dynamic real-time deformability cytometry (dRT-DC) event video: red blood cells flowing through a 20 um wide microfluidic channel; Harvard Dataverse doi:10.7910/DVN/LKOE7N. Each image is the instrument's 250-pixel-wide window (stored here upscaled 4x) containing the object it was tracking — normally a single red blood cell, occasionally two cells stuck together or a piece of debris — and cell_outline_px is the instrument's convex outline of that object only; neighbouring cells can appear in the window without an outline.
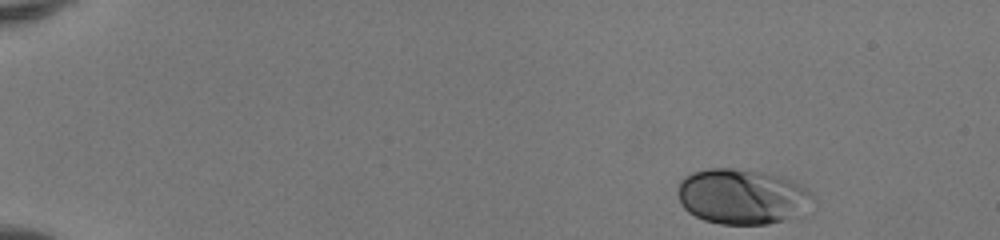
{"species": "human", "species_latin": "Homo sapiens", "temperature_condition": "room temperature", "stored_images_in_passage": 45, "camera_frame_rate_fps": 3000, "um_per_image_px": 0.085, "donor": {"sex": "female"}, "frame": {"image": 1, "passage_image": 1, "time_ms": 0.0, "image_size_px": [1000, 240], "cell_outline_px": [[816, 196], [804, 216], [768, 224], [720, 224], [704, 220], [688, 212], [680, 204], [680, 180], [684, 176], [692, 172], [708, 168], [732, 168], [760, 172], [780, 176], [800, 184], [812, 192]], "centroid_in_image_um": [63.15, 16.72], "position_along_channel_um": 21.8, "area_um2": 43.99}}
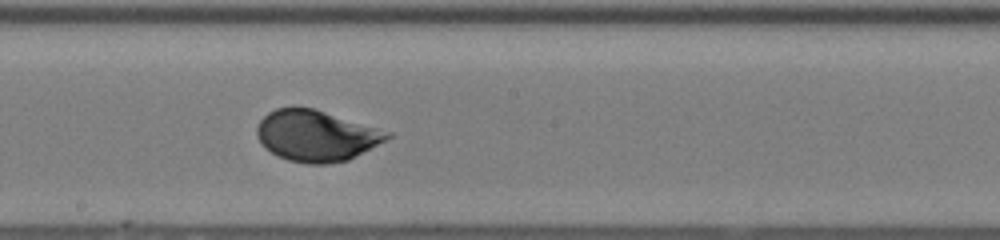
{"frame": {"image": 2, "passage_image": 25, "time_ms": 8.0, "image_size_px": [1000, 240], "cell_outline_px": [[392, 136], [348, 160], [328, 164], [308, 164], [288, 160], [264, 148], [260, 144], [256, 136], [256, 128], [260, 120], [268, 112], [276, 108], [292, 104], [312, 108], [392, 132]], "centroid_in_image_um": [26.82, 11.51], "position_along_channel_um": 221.4, "area_um2": 38.96}}
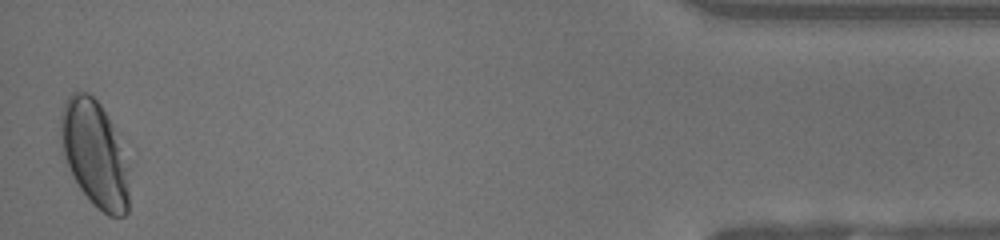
{"frame": {"image": 3, "passage_image": 45, "time_ms": 14.667, "image_size_px": [1000, 240], "cell_outline_px": [[128, 212], [124, 216], [108, 216], [92, 204], [80, 188], [64, 156], [60, 144], [60, 116], [64, 104], [68, 96], [72, 92], [88, 92], [100, 104], [112, 124], [116, 132], [124, 168], [128, 188]], "centroid_in_image_um": [7.99, 13.06], "position_along_channel_um": 427.2, "area_um2": 41.33}, "authors_computed_cell_mechanics": {"area_um2": 38.9572, "velocity_mm_per_s": 4.1168, "shape_relaxation_time_tau1_ms": 2.6531, "shape_relaxation_time_tau2_ms": null, "deformation_change_tau1": 0.1284, "deformation_change_tau2": null}}